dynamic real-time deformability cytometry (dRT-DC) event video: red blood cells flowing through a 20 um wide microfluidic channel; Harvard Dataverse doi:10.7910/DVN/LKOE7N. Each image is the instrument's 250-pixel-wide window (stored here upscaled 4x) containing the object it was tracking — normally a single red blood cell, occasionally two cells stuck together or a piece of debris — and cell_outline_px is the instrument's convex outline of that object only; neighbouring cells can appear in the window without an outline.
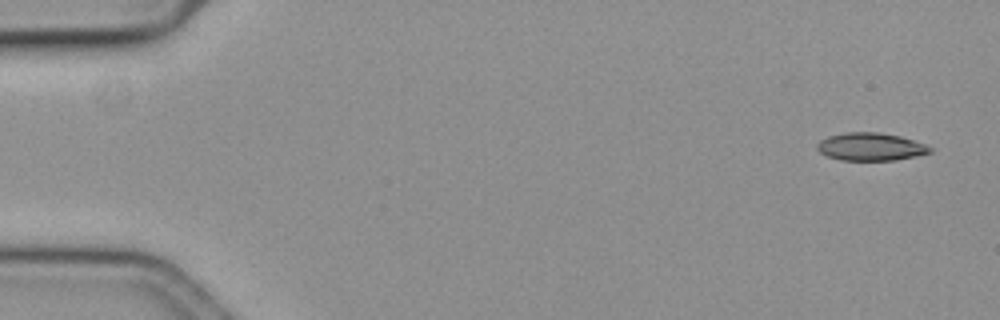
{"species": "common noctule bat (a hibernating species)", "species_latin": "Nyctalus noctula", "temperature_condition": "cold", "stored_images_in_passage": 56, "camera_frame_rate_fps": 3000, "um_per_image_px": 0.085, "animal": {"sex": "female", "body_mass_g": 19.3, "forearm_length_mm": 54.1}, "frame": {"image": 1, "passage_image": 1, "time_ms": 0.0, "image_size_px": [1000, 320], "cell_outline_px": [[936, 148], [932, 152], [896, 160], [840, 160], [828, 156], [820, 152], [816, 148], [816, 144], [820, 140], [828, 136], [844, 132], [880, 132], [900, 136]], "centroid_in_image_um": [74.0, 12.46], "position_along_channel_um": 11.0, "area_um2": 18.38}}
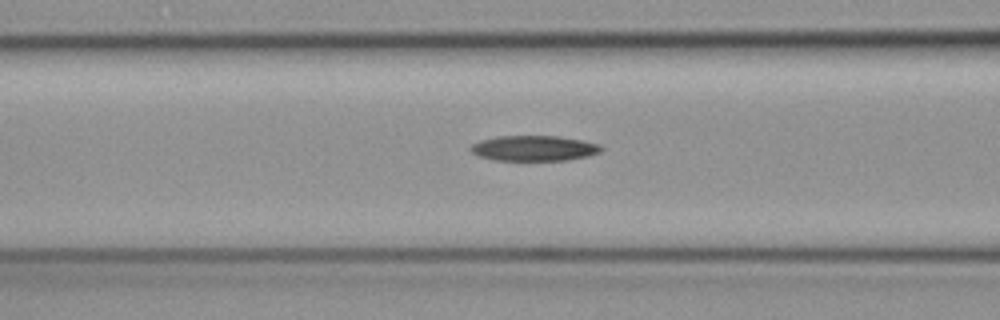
{"frame": {"image": 2, "passage_image": 22, "time_ms": 7.0, "image_size_px": [1000, 320], "cell_outline_px": [[604, 148], [600, 152], [588, 156], [568, 160], [496, 160], [480, 156], [472, 152], [468, 148], [472, 144], [480, 140], [496, 136], [560, 136], [600, 144]], "centroid_in_image_um": [45.4, 12.59], "position_along_channel_um": 121.2, "area_um2": 19.31}}
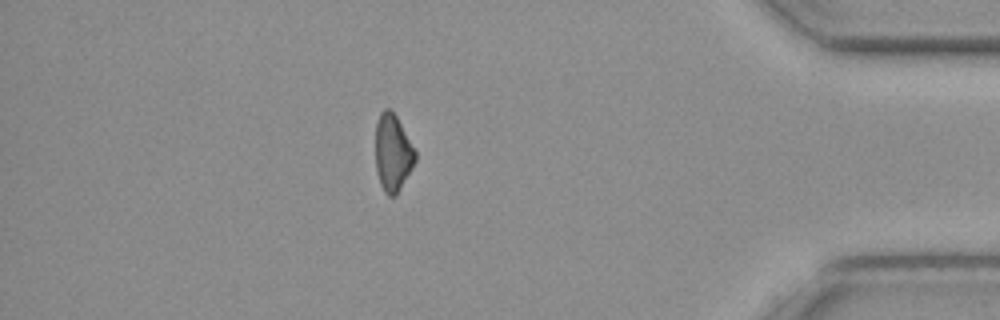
{"frame": {"image": 3, "passage_image": 49, "time_ms": 16.0, "image_size_px": [1000, 320], "cell_outline_px": [[416, 160], [412, 168], [396, 196], [388, 196], [384, 192], [380, 184], [376, 172], [376, 124], [380, 112], [384, 108], [392, 108], [416, 152]], "centroid_in_image_um": [33.37, 12.99], "position_along_channel_um": 401.8, "area_um2": 17.92}, "authors_computed_cell_mechanics": {"area_um2": 18.9873, "velocity_mm_per_s": 3.5929, "shape_relaxation_time_tau1_ms": 4.2632, "shape_relaxation_time_tau2_ms": null, "deformation_change_tau1": 0.1304, "deformation_change_tau2": null}}